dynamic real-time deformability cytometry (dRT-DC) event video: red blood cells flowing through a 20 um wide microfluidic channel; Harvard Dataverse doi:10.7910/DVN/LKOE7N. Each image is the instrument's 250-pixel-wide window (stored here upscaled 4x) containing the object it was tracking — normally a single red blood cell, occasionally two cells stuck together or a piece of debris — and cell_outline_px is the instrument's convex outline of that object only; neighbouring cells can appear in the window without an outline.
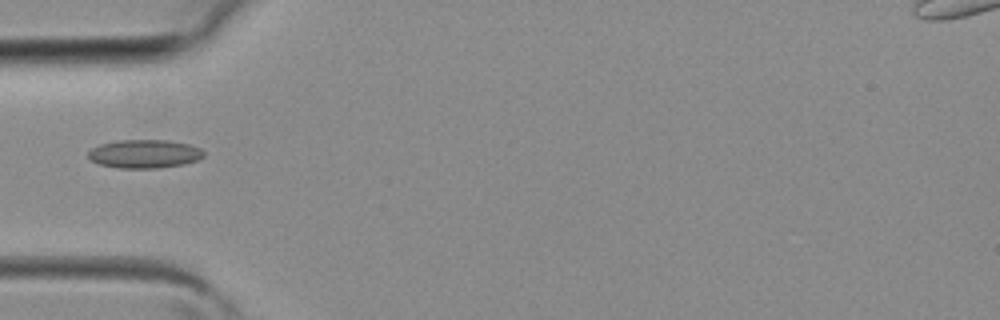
{"species": "common noctule bat (a hibernating species)", "species_latin": "Nyctalus noctula", "temperature_condition": "room temperature", "stored_images_in_passage": 25, "camera_frame_rate_fps": 3000, "um_per_image_px": 0.085, "animal": {"sex": "female", "body_mass_g": 19.3, "forearm_length_mm": 54.1}, "frame": {"image": 1, "passage_image": 3, "time_ms": 0.667, "image_size_px": [1000, 320], "cell_outline_px": [[204, 156], [196, 160], [184, 164], [156, 168], [120, 168], [100, 164], [92, 160], [88, 156], [88, 152], [92, 148], [100, 144], [120, 140], [168, 140], [188, 144], [200, 148], [204, 152]], "centroid_in_image_um": [12.29, 13.07], "position_along_channel_um": 72.7, "area_um2": 19.02}}
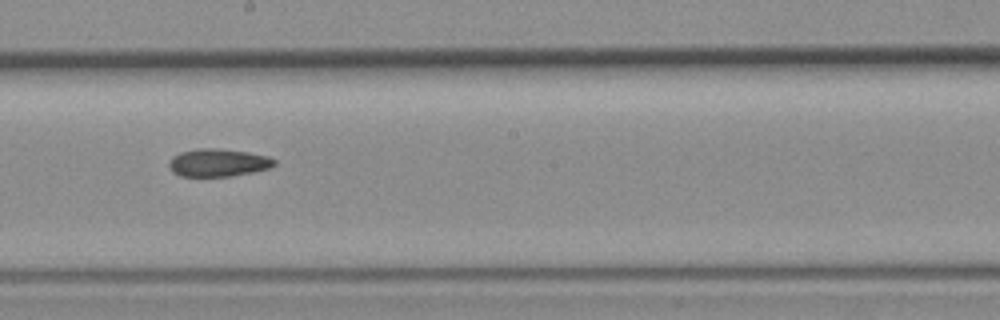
{"frame": {"image": 2, "passage_image": 12, "time_ms": 3.667, "image_size_px": [1000, 320], "cell_outline_px": [[276, 164], [268, 168], [252, 172], [228, 176], [180, 176], [172, 172], [168, 164], [172, 156], [180, 152], [196, 148], [220, 148], [248, 152], [268, 156], [276, 160]], "centroid_in_image_um": [18.52, 13.81], "position_along_channel_um": 229.7, "area_um2": 17.11}}
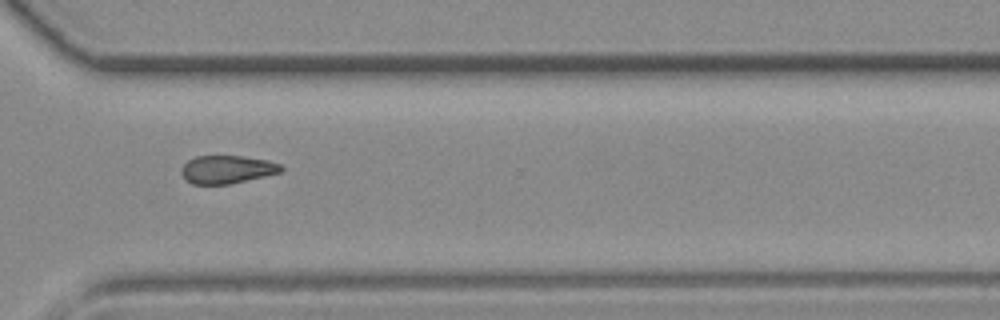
{"frame": {"image": 3, "passage_image": 19, "time_ms": 6.0, "image_size_px": [1000, 320], "cell_outline_px": [[284, 168], [280, 172], [264, 176], [228, 184], [192, 184], [180, 172], [184, 164], [188, 160], [196, 156], [240, 156], [268, 160], [280, 164]], "centroid_in_image_um": [19.3, 14.39], "position_along_channel_um": 351.3, "area_um2": 16.07}}